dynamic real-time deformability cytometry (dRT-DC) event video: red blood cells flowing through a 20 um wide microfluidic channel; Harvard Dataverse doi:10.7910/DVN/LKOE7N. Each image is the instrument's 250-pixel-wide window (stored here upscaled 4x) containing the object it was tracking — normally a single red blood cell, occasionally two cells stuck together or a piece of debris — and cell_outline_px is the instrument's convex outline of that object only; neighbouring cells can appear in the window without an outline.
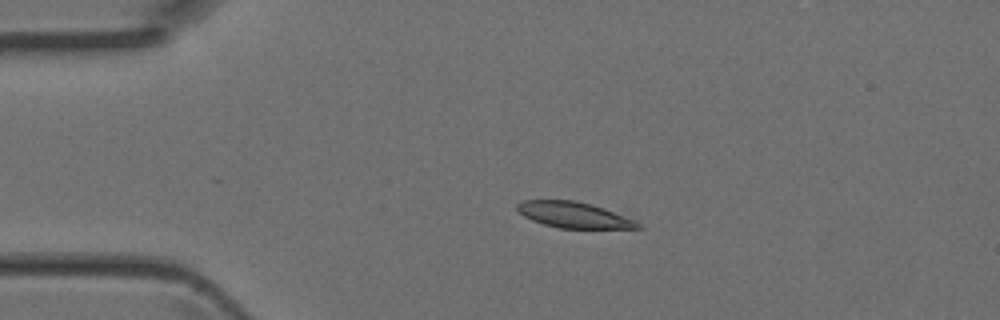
{"species": "Egyptian fruit bat (a non-hibernating species)", "species_latin": "Rousettus aegyptiacus", "temperature_condition": "room temperature", "stored_images_in_passage": 3, "camera_frame_rate_fps": 3000, "um_per_image_px": 0.085, "animal": {"sex": "female"}, "frame": {"image": 1, "passage_image": 2, "time_ms": 0.333, "image_size_px": [1000, 320], "cell_outline_px": [[644, 228], [560, 228], [544, 224], [532, 220], [524, 216], [516, 208], [516, 204], [524, 200], [572, 200], [588, 204], [636, 220]], "centroid_in_image_um": [48.74, 18.27], "position_along_channel_um": 36.3, "area_um2": 17.74}}